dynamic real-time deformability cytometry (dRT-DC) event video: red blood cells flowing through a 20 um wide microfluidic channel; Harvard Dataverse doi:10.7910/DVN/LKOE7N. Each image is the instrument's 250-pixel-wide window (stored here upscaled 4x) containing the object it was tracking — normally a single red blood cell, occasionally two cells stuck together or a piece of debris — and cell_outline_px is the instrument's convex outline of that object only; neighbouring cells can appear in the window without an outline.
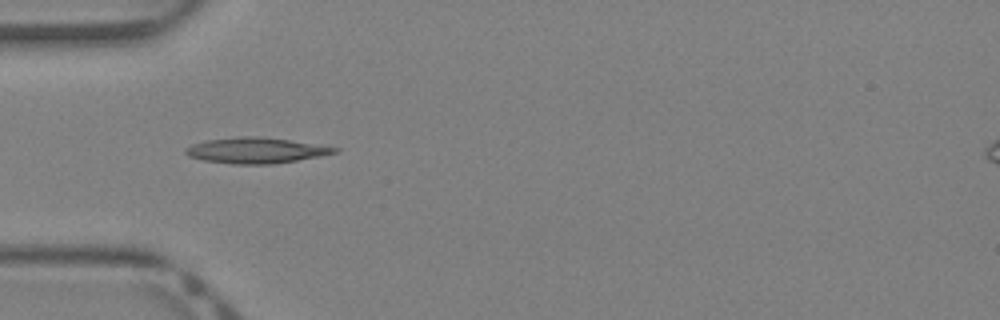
{"species": "Egyptian fruit bat (a non-hibernating species)", "species_latin": "Rousettus aegyptiacus", "temperature_condition": "warm", "stored_images_in_passage": 28, "camera_frame_rate_fps": 3000, "um_per_image_px": 0.085, "animal": {"sex": "female"}, "frame": {"image": 1, "passage_image": 1, "time_ms": 0.0, "image_size_px": [1000, 320], "cell_outline_px": [[340, 148], [336, 152], [320, 156], [272, 164], [232, 164], [204, 160], [188, 156], [184, 152], [184, 148], [192, 144], [208, 140], [244, 136], [260, 136], [288, 140]], "centroid_in_image_um": [21.71, 12.79], "position_along_channel_um": 63.3, "area_um2": 22.02}}
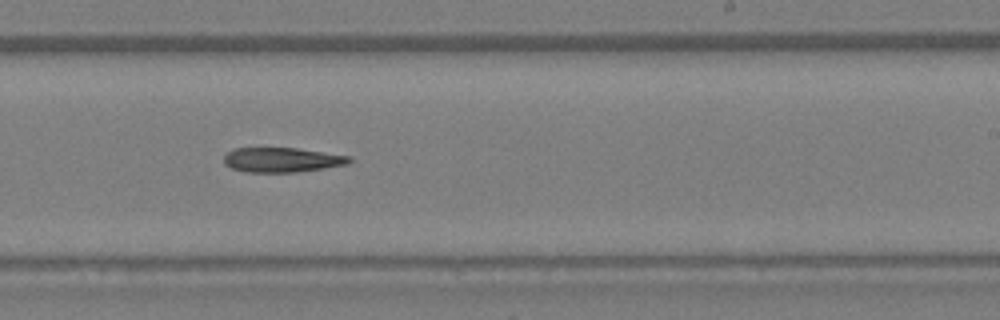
{"frame": {"image": 2, "passage_image": 13, "time_ms": 4.0, "image_size_px": [1000, 320], "cell_outline_px": [[352, 160], [348, 164], [324, 168], [296, 172], [248, 172], [232, 168], [224, 164], [224, 156], [228, 152], [236, 148], [296, 148], [352, 156]], "centroid_in_image_um": [23.99, 13.58], "position_along_channel_um": 265.0, "area_um2": 17.98}}
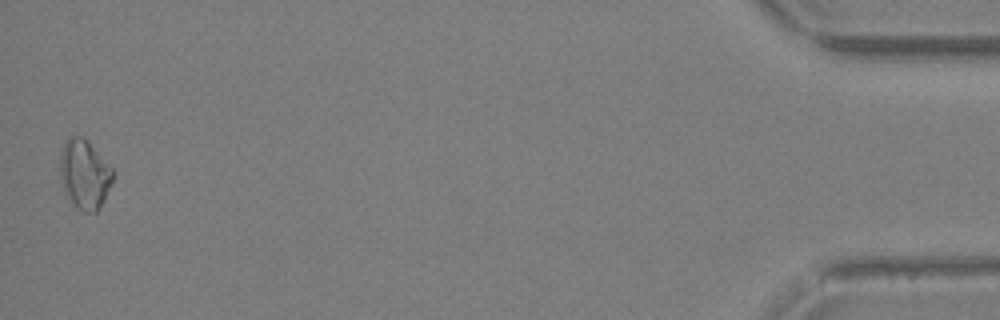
{"frame": {"image": 3, "passage_image": 28, "time_ms": 9.0, "image_size_px": [1000, 320], "cell_outline_px": [[112, 180], [104, 200], [96, 212], [84, 212], [76, 208], [64, 192], [60, 176], [60, 148], [64, 140], [68, 136], [84, 136], [88, 140], [112, 168]], "centroid_in_image_um": [7.14, 14.77], "position_along_channel_um": 428.1, "area_um2": 21.5}}